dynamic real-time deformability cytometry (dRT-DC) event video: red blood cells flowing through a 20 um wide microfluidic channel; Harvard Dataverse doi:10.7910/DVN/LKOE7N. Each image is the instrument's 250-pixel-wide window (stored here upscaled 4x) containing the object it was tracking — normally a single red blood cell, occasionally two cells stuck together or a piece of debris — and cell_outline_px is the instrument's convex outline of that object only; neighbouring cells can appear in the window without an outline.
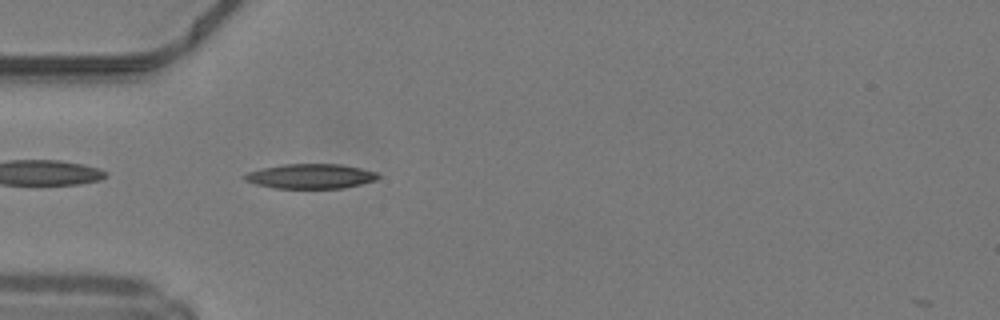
{"species": "common noctule bat (a hibernating species)", "species_latin": "Nyctalus noctula", "temperature_condition": "warm", "stored_images_in_passage": 36, "camera_frame_rate_fps": 3000, "um_per_image_px": 0.085, "animal": {"sex": "male", "body_mass_g": 19.2, "forearm_length_mm": 51.8}, "frame": {"image": 1, "passage_image": 2, "time_ms": 0.333, "image_size_px": [1000, 320], "cell_outline_px": [[380, 176], [376, 180], [344, 188], [272, 188], [256, 184], [244, 180], [240, 176], [248, 172], [264, 168], [284, 164], [340, 164], [360, 168], [376, 172]], "centroid_in_image_um": [26.38, 14.98], "position_along_channel_um": 58.6, "area_um2": 19.19}}
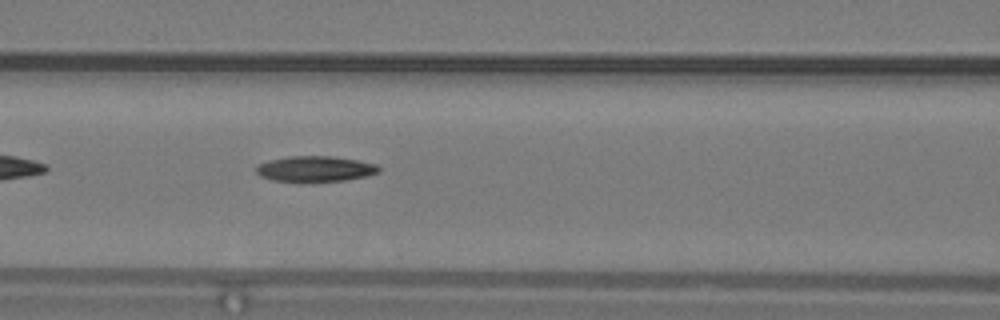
{"frame": {"image": 2, "passage_image": 8, "time_ms": 2.333, "image_size_px": [1000, 320], "cell_outline_px": [[380, 172], [368, 176], [344, 180], [300, 184], [272, 180], [260, 176], [256, 172], [256, 164], [268, 160], [288, 156], [332, 156], [356, 160], [376, 164], [380, 168]], "centroid_in_image_um": [26.74, 14.38], "position_along_channel_um": 139.9, "area_um2": 19.02}}
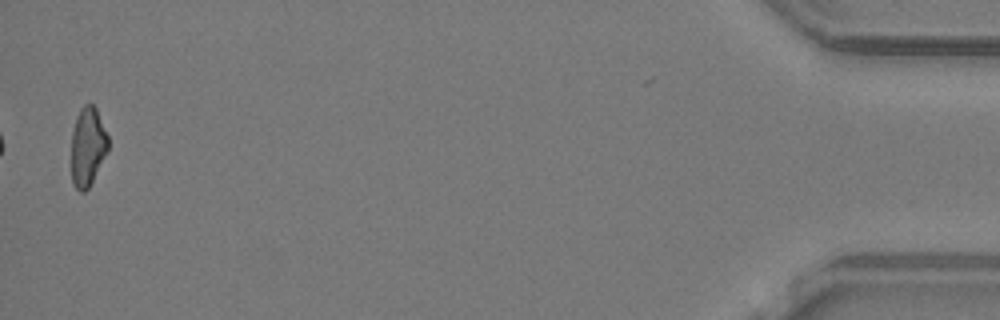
{"frame": {"image": 3, "passage_image": 35, "time_ms": 11.333, "image_size_px": [1000, 320], "cell_outline_px": [[108, 152], [88, 188], [84, 192], [80, 192], [72, 184], [72, 132], [76, 116], [80, 108], [84, 104], [92, 104], [96, 108], [108, 136]], "centroid_in_image_um": [7.45, 12.46], "position_along_channel_um": 427.7, "area_um2": 16.94}}